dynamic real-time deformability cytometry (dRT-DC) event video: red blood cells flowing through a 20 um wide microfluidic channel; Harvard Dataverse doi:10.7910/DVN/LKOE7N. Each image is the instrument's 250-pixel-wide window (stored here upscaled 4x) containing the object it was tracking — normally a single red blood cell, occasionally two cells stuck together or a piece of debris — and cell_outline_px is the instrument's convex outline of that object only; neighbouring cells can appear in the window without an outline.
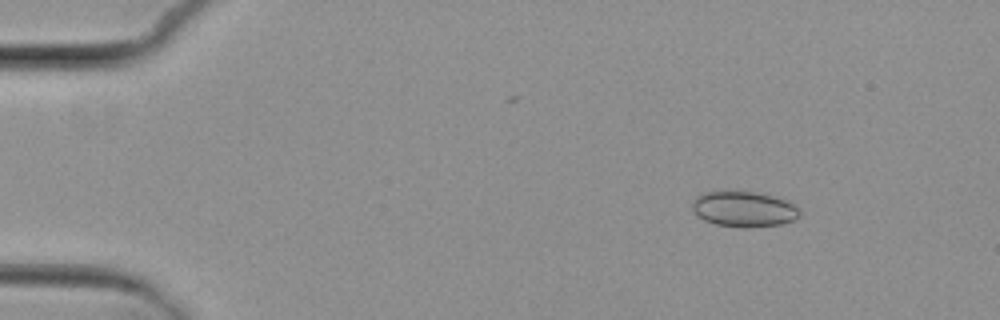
{"species": "common noctule bat (a hibernating species)", "species_latin": "Nyctalus noctula", "temperature_condition": "cold", "stored_images_in_passage": 5, "camera_frame_rate_fps": 3000, "um_per_image_px": 0.085, "animal": {"sex": "female", "body_mass_g": 29.2, "forearm_length_mm": 56.3}, "frame": {"image": 1, "passage_image": 2, "time_ms": 1.333, "image_size_px": [1000, 320], "cell_outline_px": [[800, 216], [796, 220], [780, 224], [752, 228], [740, 228], [716, 224], [704, 220], [696, 216], [692, 212], [692, 200], [696, 196], [704, 192], [756, 192], [776, 196], [800, 208]], "centroid_in_image_um": [63.22, 17.79], "position_along_channel_um": 21.8, "area_um2": 22.54}}